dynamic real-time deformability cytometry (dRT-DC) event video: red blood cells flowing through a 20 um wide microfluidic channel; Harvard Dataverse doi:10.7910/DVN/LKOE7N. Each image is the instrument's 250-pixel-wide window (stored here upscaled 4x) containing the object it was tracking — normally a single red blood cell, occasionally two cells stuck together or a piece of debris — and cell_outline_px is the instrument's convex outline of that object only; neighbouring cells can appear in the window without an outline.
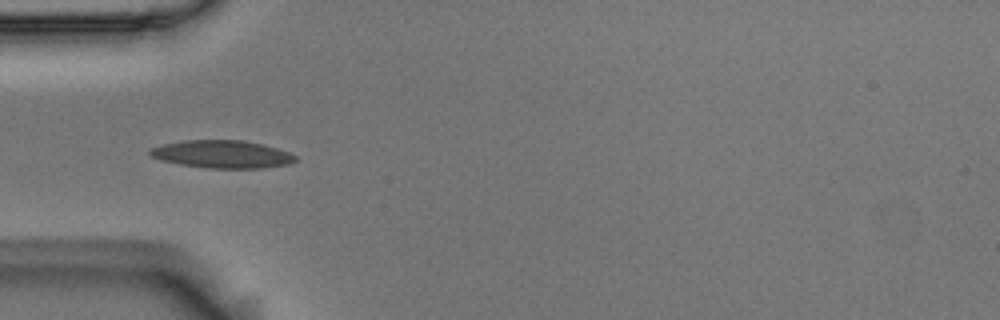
{"species": "Egyptian fruit bat (a non-hibernating species)", "species_latin": "Rousettus aegyptiacus", "temperature_condition": "room temperature", "stored_images_in_passage": 6, "camera_frame_rate_fps": 3000, "um_per_image_px": 0.085, "animal": {"sex": "male"}, "frame": {"image": 1, "passage_image": 5, "time_ms": 1.333, "image_size_px": [1000, 320], "cell_outline_px": [[296, 160], [288, 164], [264, 168], [208, 168], [180, 164], [160, 160], [152, 156], [148, 152], [148, 148], [160, 144], [184, 140], [240, 140], [264, 144], [288, 152], [296, 156]], "centroid_in_image_um": [18.84, 13.1], "position_along_channel_um": 66.2, "area_um2": 23.58}}
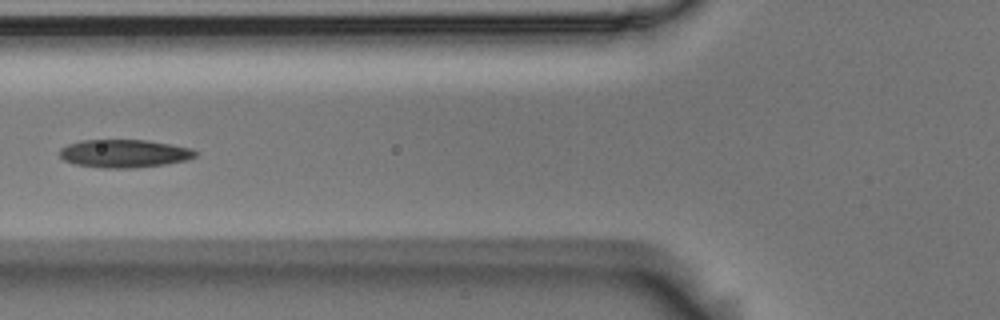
{"frame": {"image": 2, "passage_image": 6, "time_ms": 1.667, "image_size_px": [1000, 320], "cell_outline_px": [[200, 152], [196, 156], [184, 160], [164, 164], [136, 168], [104, 168], [76, 164], [64, 160], [60, 156], [60, 148], [68, 144], [80, 140], [148, 140], [172, 144], [192, 148]], "centroid_in_image_um": [10.58, 13.04], "position_along_channel_um": 115.2, "area_um2": 22.25}}